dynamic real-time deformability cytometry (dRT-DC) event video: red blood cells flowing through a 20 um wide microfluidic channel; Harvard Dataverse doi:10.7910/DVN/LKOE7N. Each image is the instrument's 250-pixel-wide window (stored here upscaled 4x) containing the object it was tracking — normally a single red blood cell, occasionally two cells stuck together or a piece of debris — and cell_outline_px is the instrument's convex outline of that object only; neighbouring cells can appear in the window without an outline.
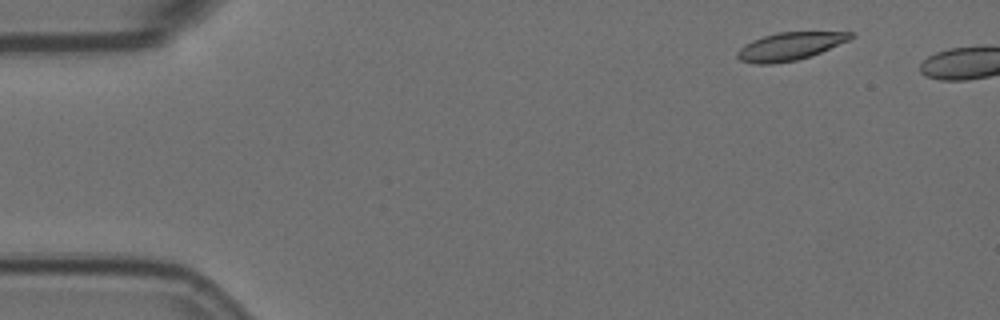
{"species": "Egyptian fruit bat (a non-hibernating species)", "species_latin": "Rousettus aegyptiacus", "temperature_condition": "room temperature", "stored_images_in_passage": 5, "camera_frame_rate_fps": 3000, "um_per_image_px": 0.085, "animal": {"sex": "female"}, "frame": {"image": 1, "passage_image": 1, "time_ms": 0.0, "image_size_px": [1000, 320], "cell_outline_px": [[856, 36], [848, 40], [812, 56], [796, 60], [772, 64], [756, 64], [740, 60], [736, 56], [736, 52], [744, 44], [752, 40], [776, 32], [852, 32]], "centroid_in_image_um": [67.11, 3.94], "position_along_channel_um": 17.9, "area_um2": 18.38}}